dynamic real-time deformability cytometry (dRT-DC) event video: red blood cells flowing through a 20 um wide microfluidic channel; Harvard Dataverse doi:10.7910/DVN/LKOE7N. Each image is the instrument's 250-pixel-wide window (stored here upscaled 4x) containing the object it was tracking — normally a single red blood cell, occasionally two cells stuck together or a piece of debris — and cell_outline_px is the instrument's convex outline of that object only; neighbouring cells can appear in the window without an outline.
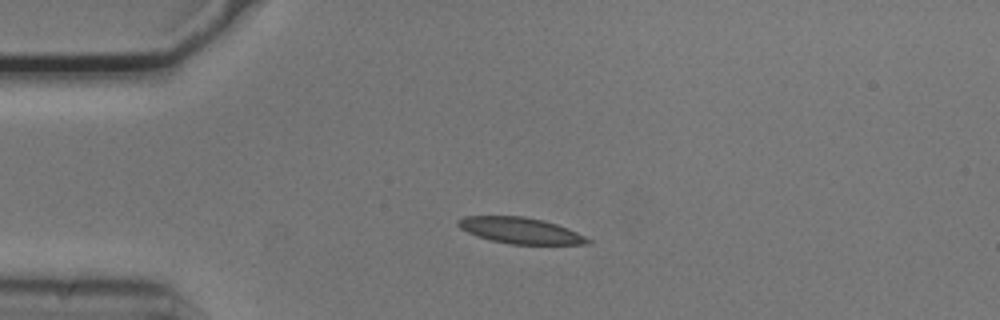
{"species": "common noctule bat (a hibernating species)", "species_latin": "Nyctalus noctula", "temperature_condition": "cold", "stored_images_in_passage": 9, "camera_frame_rate_fps": 3000, "um_per_image_px": 0.085, "animal": {"sex": "male", "body_mass_g": 20.5, "forearm_length_mm": 52.5}, "frame": {"image": 1, "passage_image": 1, "time_ms": 0.0, "image_size_px": [1000, 320], "cell_outline_px": [[592, 240], [588, 244], [512, 244], [492, 240], [476, 236], [460, 228], [456, 224], [456, 220], [464, 216], [524, 216], [544, 220], [568, 228]], "centroid_in_image_um": [44.21, 19.58], "position_along_channel_um": 40.8, "area_um2": 19.65}}
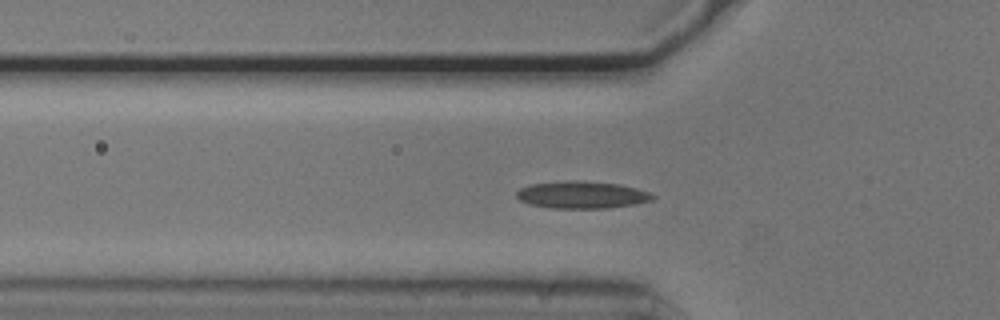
{"frame": {"image": 2, "passage_image": 6, "time_ms": 1.667, "image_size_px": [1000, 320], "cell_outline_px": [[656, 196], [652, 200], [632, 204], [608, 208], [552, 208], [532, 204], [520, 200], [516, 196], [516, 192], [520, 188], [532, 184], [568, 180], [580, 180], [620, 184], [636, 188], [648, 192]], "centroid_in_image_um": [49.46, 16.55], "position_along_channel_um": 76.3, "area_um2": 21.44}}